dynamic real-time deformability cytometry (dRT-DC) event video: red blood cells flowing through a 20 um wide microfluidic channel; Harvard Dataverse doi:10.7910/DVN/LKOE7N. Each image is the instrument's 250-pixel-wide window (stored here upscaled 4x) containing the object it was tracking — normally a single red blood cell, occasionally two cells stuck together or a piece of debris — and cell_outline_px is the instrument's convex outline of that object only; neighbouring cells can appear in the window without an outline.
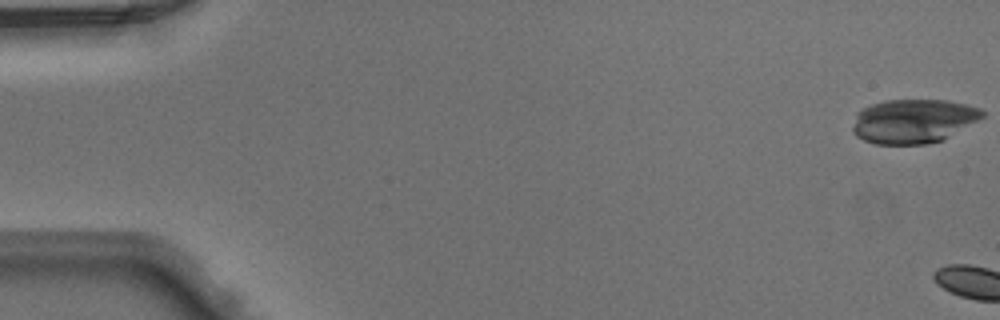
{"species": "Egyptian fruit bat (a non-hibernating species)", "species_latin": "Rousettus aegyptiacus", "temperature_condition": "warm", "stored_images_in_passage": 4, "camera_frame_rate_fps": 3000, "um_per_image_px": 0.085, "animal": {"sex": "male"}, "frame": {"image": 1, "passage_image": 1, "time_ms": 0.0, "image_size_px": [1000, 320], "cell_outline_px": [[984, 116], [944, 140], [924, 144], [876, 144], [864, 140], [856, 136], [852, 132], [852, 128], [856, 112], [872, 104], [884, 100], [948, 100], [980, 108], [984, 112]], "centroid_in_image_um": [77.61, 10.29], "position_along_channel_um": 7.4, "area_um2": 33.35}}